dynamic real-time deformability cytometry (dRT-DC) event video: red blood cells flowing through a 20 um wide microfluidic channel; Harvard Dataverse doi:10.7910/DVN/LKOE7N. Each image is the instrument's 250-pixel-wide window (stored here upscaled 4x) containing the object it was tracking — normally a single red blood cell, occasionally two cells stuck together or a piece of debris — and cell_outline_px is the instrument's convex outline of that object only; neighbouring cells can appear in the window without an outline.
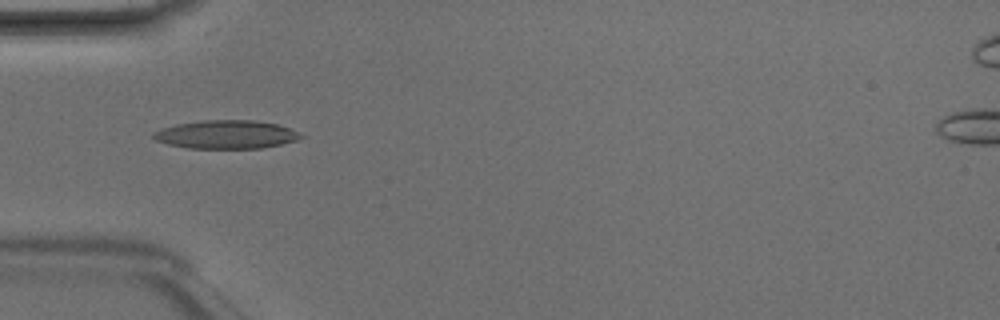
{"species": "Egyptian fruit bat (a non-hibernating species)", "species_latin": "Rousettus aegyptiacus", "temperature_condition": "room temperature", "stored_images_in_passage": 2, "camera_frame_rate_fps": 3000, "um_per_image_px": 0.085, "animal": {"sex": "male"}, "frame": {"image": 1, "passage_image": 2, "time_ms": 0.333, "image_size_px": [1000, 320], "cell_outline_px": [[304, 136], [296, 140], [280, 144], [260, 148], [188, 148], [168, 144], [156, 140], [152, 136], [152, 132], [160, 128], [176, 124], [204, 120], [252, 120], [276, 124], [300, 132]], "centroid_in_image_um": [19.19, 11.43], "position_along_channel_um": 65.8, "area_um2": 24.28}}